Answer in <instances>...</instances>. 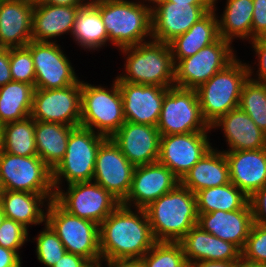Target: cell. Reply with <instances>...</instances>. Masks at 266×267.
I'll list each match as a JSON object with an SVG mask.
<instances>
[{
	"label": "cell",
	"mask_w": 266,
	"mask_h": 267,
	"mask_svg": "<svg viewBox=\"0 0 266 267\" xmlns=\"http://www.w3.org/2000/svg\"><path fill=\"white\" fill-rule=\"evenodd\" d=\"M102 261L140 260L157 242L145 209L120 204L100 225Z\"/></svg>",
	"instance_id": "cell-1"
},
{
	"label": "cell",
	"mask_w": 266,
	"mask_h": 267,
	"mask_svg": "<svg viewBox=\"0 0 266 267\" xmlns=\"http://www.w3.org/2000/svg\"><path fill=\"white\" fill-rule=\"evenodd\" d=\"M145 211L156 241L179 242L198 222L196 196L180 183Z\"/></svg>",
	"instance_id": "cell-2"
},
{
	"label": "cell",
	"mask_w": 266,
	"mask_h": 267,
	"mask_svg": "<svg viewBox=\"0 0 266 267\" xmlns=\"http://www.w3.org/2000/svg\"><path fill=\"white\" fill-rule=\"evenodd\" d=\"M128 0H100L94 6L108 34L109 42L118 49L148 42L152 36L151 5Z\"/></svg>",
	"instance_id": "cell-3"
},
{
	"label": "cell",
	"mask_w": 266,
	"mask_h": 267,
	"mask_svg": "<svg viewBox=\"0 0 266 267\" xmlns=\"http://www.w3.org/2000/svg\"><path fill=\"white\" fill-rule=\"evenodd\" d=\"M119 50L128 57L124 65L125 73L115 78L118 82L175 86V65L169 43L150 40Z\"/></svg>",
	"instance_id": "cell-4"
},
{
	"label": "cell",
	"mask_w": 266,
	"mask_h": 267,
	"mask_svg": "<svg viewBox=\"0 0 266 267\" xmlns=\"http://www.w3.org/2000/svg\"><path fill=\"white\" fill-rule=\"evenodd\" d=\"M239 61L236 58L196 89L203 119L210 127L239 105L243 85L249 78L247 64Z\"/></svg>",
	"instance_id": "cell-5"
},
{
	"label": "cell",
	"mask_w": 266,
	"mask_h": 267,
	"mask_svg": "<svg viewBox=\"0 0 266 267\" xmlns=\"http://www.w3.org/2000/svg\"><path fill=\"white\" fill-rule=\"evenodd\" d=\"M112 85L108 89L82 81L81 87L80 126L106 138H111L126 122L118 81L115 79Z\"/></svg>",
	"instance_id": "cell-6"
},
{
	"label": "cell",
	"mask_w": 266,
	"mask_h": 267,
	"mask_svg": "<svg viewBox=\"0 0 266 267\" xmlns=\"http://www.w3.org/2000/svg\"><path fill=\"white\" fill-rule=\"evenodd\" d=\"M45 223L58 235L67 252L83 256L91 263L102 261L99 225L64 210L54 199L45 204Z\"/></svg>",
	"instance_id": "cell-7"
},
{
	"label": "cell",
	"mask_w": 266,
	"mask_h": 267,
	"mask_svg": "<svg viewBox=\"0 0 266 267\" xmlns=\"http://www.w3.org/2000/svg\"><path fill=\"white\" fill-rule=\"evenodd\" d=\"M105 139L106 137L82 126L75 127L70 132L66 153L52 170L55 192L60 189L63 177L67 185L93 180L99 146Z\"/></svg>",
	"instance_id": "cell-8"
},
{
	"label": "cell",
	"mask_w": 266,
	"mask_h": 267,
	"mask_svg": "<svg viewBox=\"0 0 266 267\" xmlns=\"http://www.w3.org/2000/svg\"><path fill=\"white\" fill-rule=\"evenodd\" d=\"M157 129L161 136L211 131L203 119L196 89L170 87L164 96Z\"/></svg>",
	"instance_id": "cell-9"
},
{
	"label": "cell",
	"mask_w": 266,
	"mask_h": 267,
	"mask_svg": "<svg viewBox=\"0 0 266 267\" xmlns=\"http://www.w3.org/2000/svg\"><path fill=\"white\" fill-rule=\"evenodd\" d=\"M0 182L3 190L55 194L52 170L38 155L21 157L0 150Z\"/></svg>",
	"instance_id": "cell-10"
},
{
	"label": "cell",
	"mask_w": 266,
	"mask_h": 267,
	"mask_svg": "<svg viewBox=\"0 0 266 267\" xmlns=\"http://www.w3.org/2000/svg\"><path fill=\"white\" fill-rule=\"evenodd\" d=\"M232 42L219 38L191 57L179 60L174 67L175 86L197 89L236 59Z\"/></svg>",
	"instance_id": "cell-11"
},
{
	"label": "cell",
	"mask_w": 266,
	"mask_h": 267,
	"mask_svg": "<svg viewBox=\"0 0 266 267\" xmlns=\"http://www.w3.org/2000/svg\"><path fill=\"white\" fill-rule=\"evenodd\" d=\"M58 189L54 200L67 212L100 225L120 204L110 192L94 181L69 184ZM64 191V192H63Z\"/></svg>",
	"instance_id": "cell-12"
},
{
	"label": "cell",
	"mask_w": 266,
	"mask_h": 267,
	"mask_svg": "<svg viewBox=\"0 0 266 267\" xmlns=\"http://www.w3.org/2000/svg\"><path fill=\"white\" fill-rule=\"evenodd\" d=\"M81 87L82 81L60 89L35 88L30 116L35 121L80 126Z\"/></svg>",
	"instance_id": "cell-13"
},
{
	"label": "cell",
	"mask_w": 266,
	"mask_h": 267,
	"mask_svg": "<svg viewBox=\"0 0 266 267\" xmlns=\"http://www.w3.org/2000/svg\"><path fill=\"white\" fill-rule=\"evenodd\" d=\"M26 47L31 51L34 62L35 88L60 89L80 81L70 60L56 41L31 40Z\"/></svg>",
	"instance_id": "cell-14"
},
{
	"label": "cell",
	"mask_w": 266,
	"mask_h": 267,
	"mask_svg": "<svg viewBox=\"0 0 266 267\" xmlns=\"http://www.w3.org/2000/svg\"><path fill=\"white\" fill-rule=\"evenodd\" d=\"M208 132H191L160 137L158 162L181 180L212 148Z\"/></svg>",
	"instance_id": "cell-15"
},
{
	"label": "cell",
	"mask_w": 266,
	"mask_h": 267,
	"mask_svg": "<svg viewBox=\"0 0 266 267\" xmlns=\"http://www.w3.org/2000/svg\"><path fill=\"white\" fill-rule=\"evenodd\" d=\"M134 169L119 146L111 138H106L99 146L92 181L122 202L129 193Z\"/></svg>",
	"instance_id": "cell-16"
},
{
	"label": "cell",
	"mask_w": 266,
	"mask_h": 267,
	"mask_svg": "<svg viewBox=\"0 0 266 267\" xmlns=\"http://www.w3.org/2000/svg\"><path fill=\"white\" fill-rule=\"evenodd\" d=\"M213 4H182L164 1L151 9L152 40L169 43L203 18Z\"/></svg>",
	"instance_id": "cell-17"
},
{
	"label": "cell",
	"mask_w": 266,
	"mask_h": 267,
	"mask_svg": "<svg viewBox=\"0 0 266 267\" xmlns=\"http://www.w3.org/2000/svg\"><path fill=\"white\" fill-rule=\"evenodd\" d=\"M179 183L180 180L173 172L159 162L136 166L129 193L121 204L145 209Z\"/></svg>",
	"instance_id": "cell-18"
},
{
	"label": "cell",
	"mask_w": 266,
	"mask_h": 267,
	"mask_svg": "<svg viewBox=\"0 0 266 267\" xmlns=\"http://www.w3.org/2000/svg\"><path fill=\"white\" fill-rule=\"evenodd\" d=\"M125 121L157 126L164 96L170 87L118 82Z\"/></svg>",
	"instance_id": "cell-19"
},
{
	"label": "cell",
	"mask_w": 266,
	"mask_h": 267,
	"mask_svg": "<svg viewBox=\"0 0 266 267\" xmlns=\"http://www.w3.org/2000/svg\"><path fill=\"white\" fill-rule=\"evenodd\" d=\"M160 137L156 126L126 121L111 139L136 167L158 162Z\"/></svg>",
	"instance_id": "cell-20"
},
{
	"label": "cell",
	"mask_w": 266,
	"mask_h": 267,
	"mask_svg": "<svg viewBox=\"0 0 266 267\" xmlns=\"http://www.w3.org/2000/svg\"><path fill=\"white\" fill-rule=\"evenodd\" d=\"M197 225L202 230L231 242L242 250L253 225L250 203L235 211L218 210L211 213H198Z\"/></svg>",
	"instance_id": "cell-21"
},
{
	"label": "cell",
	"mask_w": 266,
	"mask_h": 267,
	"mask_svg": "<svg viewBox=\"0 0 266 267\" xmlns=\"http://www.w3.org/2000/svg\"><path fill=\"white\" fill-rule=\"evenodd\" d=\"M223 152L229 166L230 182L248 197L266 186V147Z\"/></svg>",
	"instance_id": "cell-22"
},
{
	"label": "cell",
	"mask_w": 266,
	"mask_h": 267,
	"mask_svg": "<svg viewBox=\"0 0 266 267\" xmlns=\"http://www.w3.org/2000/svg\"><path fill=\"white\" fill-rule=\"evenodd\" d=\"M33 9L24 0L0 3V48L25 47L32 40Z\"/></svg>",
	"instance_id": "cell-23"
},
{
	"label": "cell",
	"mask_w": 266,
	"mask_h": 267,
	"mask_svg": "<svg viewBox=\"0 0 266 267\" xmlns=\"http://www.w3.org/2000/svg\"><path fill=\"white\" fill-rule=\"evenodd\" d=\"M188 263L196 261H239L241 250L231 242L217 238L198 225L179 241Z\"/></svg>",
	"instance_id": "cell-24"
},
{
	"label": "cell",
	"mask_w": 266,
	"mask_h": 267,
	"mask_svg": "<svg viewBox=\"0 0 266 267\" xmlns=\"http://www.w3.org/2000/svg\"><path fill=\"white\" fill-rule=\"evenodd\" d=\"M218 127L224 131L229 145L227 151L258 150L266 147V134L239 107L221 116L211 125V130Z\"/></svg>",
	"instance_id": "cell-25"
},
{
	"label": "cell",
	"mask_w": 266,
	"mask_h": 267,
	"mask_svg": "<svg viewBox=\"0 0 266 267\" xmlns=\"http://www.w3.org/2000/svg\"><path fill=\"white\" fill-rule=\"evenodd\" d=\"M81 7V5L58 6L44 2L34 4L32 41L53 42L52 38L64 33L70 32L72 35L77 12Z\"/></svg>",
	"instance_id": "cell-26"
},
{
	"label": "cell",
	"mask_w": 266,
	"mask_h": 267,
	"mask_svg": "<svg viewBox=\"0 0 266 267\" xmlns=\"http://www.w3.org/2000/svg\"><path fill=\"white\" fill-rule=\"evenodd\" d=\"M228 183L229 166L225 154L213 147L180 180V184L194 194Z\"/></svg>",
	"instance_id": "cell-27"
},
{
	"label": "cell",
	"mask_w": 266,
	"mask_h": 267,
	"mask_svg": "<svg viewBox=\"0 0 266 267\" xmlns=\"http://www.w3.org/2000/svg\"><path fill=\"white\" fill-rule=\"evenodd\" d=\"M55 194H33L26 191L3 190L0 205L6 218L12 219L28 229V225H39L46 221L44 203L54 199ZM41 207V208H40Z\"/></svg>",
	"instance_id": "cell-28"
},
{
	"label": "cell",
	"mask_w": 266,
	"mask_h": 267,
	"mask_svg": "<svg viewBox=\"0 0 266 267\" xmlns=\"http://www.w3.org/2000/svg\"><path fill=\"white\" fill-rule=\"evenodd\" d=\"M213 8L190 29L169 42L174 65L181 59L196 54L202 48L216 42L219 38L218 16Z\"/></svg>",
	"instance_id": "cell-29"
},
{
	"label": "cell",
	"mask_w": 266,
	"mask_h": 267,
	"mask_svg": "<svg viewBox=\"0 0 266 267\" xmlns=\"http://www.w3.org/2000/svg\"><path fill=\"white\" fill-rule=\"evenodd\" d=\"M75 127L60 123L36 121L37 155L53 170L66 153L70 132Z\"/></svg>",
	"instance_id": "cell-30"
},
{
	"label": "cell",
	"mask_w": 266,
	"mask_h": 267,
	"mask_svg": "<svg viewBox=\"0 0 266 267\" xmlns=\"http://www.w3.org/2000/svg\"><path fill=\"white\" fill-rule=\"evenodd\" d=\"M35 87L11 81L0 87V126L30 116Z\"/></svg>",
	"instance_id": "cell-31"
},
{
	"label": "cell",
	"mask_w": 266,
	"mask_h": 267,
	"mask_svg": "<svg viewBox=\"0 0 266 267\" xmlns=\"http://www.w3.org/2000/svg\"><path fill=\"white\" fill-rule=\"evenodd\" d=\"M218 19L219 35L230 42L238 37L251 40L253 0H227Z\"/></svg>",
	"instance_id": "cell-32"
},
{
	"label": "cell",
	"mask_w": 266,
	"mask_h": 267,
	"mask_svg": "<svg viewBox=\"0 0 266 267\" xmlns=\"http://www.w3.org/2000/svg\"><path fill=\"white\" fill-rule=\"evenodd\" d=\"M72 36L81 48L89 51L109 42L100 11L95 6H82L78 10Z\"/></svg>",
	"instance_id": "cell-33"
},
{
	"label": "cell",
	"mask_w": 266,
	"mask_h": 267,
	"mask_svg": "<svg viewBox=\"0 0 266 267\" xmlns=\"http://www.w3.org/2000/svg\"><path fill=\"white\" fill-rule=\"evenodd\" d=\"M197 212L235 211L242 209L249 197L231 182L222 186L202 189L195 193Z\"/></svg>",
	"instance_id": "cell-34"
},
{
	"label": "cell",
	"mask_w": 266,
	"mask_h": 267,
	"mask_svg": "<svg viewBox=\"0 0 266 267\" xmlns=\"http://www.w3.org/2000/svg\"><path fill=\"white\" fill-rule=\"evenodd\" d=\"M36 121L31 117L1 126V150L21 157L36 156Z\"/></svg>",
	"instance_id": "cell-35"
},
{
	"label": "cell",
	"mask_w": 266,
	"mask_h": 267,
	"mask_svg": "<svg viewBox=\"0 0 266 267\" xmlns=\"http://www.w3.org/2000/svg\"><path fill=\"white\" fill-rule=\"evenodd\" d=\"M238 107L266 134V83L248 78L244 83Z\"/></svg>",
	"instance_id": "cell-36"
},
{
	"label": "cell",
	"mask_w": 266,
	"mask_h": 267,
	"mask_svg": "<svg viewBox=\"0 0 266 267\" xmlns=\"http://www.w3.org/2000/svg\"><path fill=\"white\" fill-rule=\"evenodd\" d=\"M143 267H187L180 242L157 241L140 259Z\"/></svg>",
	"instance_id": "cell-37"
},
{
	"label": "cell",
	"mask_w": 266,
	"mask_h": 267,
	"mask_svg": "<svg viewBox=\"0 0 266 267\" xmlns=\"http://www.w3.org/2000/svg\"><path fill=\"white\" fill-rule=\"evenodd\" d=\"M43 231L36 238L37 259L47 267L55 265L66 253L58 235L45 223Z\"/></svg>",
	"instance_id": "cell-38"
},
{
	"label": "cell",
	"mask_w": 266,
	"mask_h": 267,
	"mask_svg": "<svg viewBox=\"0 0 266 267\" xmlns=\"http://www.w3.org/2000/svg\"><path fill=\"white\" fill-rule=\"evenodd\" d=\"M10 72L13 81L35 87V68L31 51L25 47L10 48Z\"/></svg>",
	"instance_id": "cell-39"
},
{
	"label": "cell",
	"mask_w": 266,
	"mask_h": 267,
	"mask_svg": "<svg viewBox=\"0 0 266 267\" xmlns=\"http://www.w3.org/2000/svg\"><path fill=\"white\" fill-rule=\"evenodd\" d=\"M241 259L248 263L266 265V227L253 223L241 250Z\"/></svg>",
	"instance_id": "cell-40"
},
{
	"label": "cell",
	"mask_w": 266,
	"mask_h": 267,
	"mask_svg": "<svg viewBox=\"0 0 266 267\" xmlns=\"http://www.w3.org/2000/svg\"><path fill=\"white\" fill-rule=\"evenodd\" d=\"M28 234V229L22 224L4 217L0 226V246L19 255L18 251L27 242Z\"/></svg>",
	"instance_id": "cell-41"
},
{
	"label": "cell",
	"mask_w": 266,
	"mask_h": 267,
	"mask_svg": "<svg viewBox=\"0 0 266 267\" xmlns=\"http://www.w3.org/2000/svg\"><path fill=\"white\" fill-rule=\"evenodd\" d=\"M249 42H252L253 50L256 53V56H258V66L259 70H257V78L253 79L252 73H253V68L249 64H247V68L249 71V79L253 81H258V82H265L266 83V36H261L258 38H255L254 40H251ZM252 68V69H251Z\"/></svg>",
	"instance_id": "cell-42"
},
{
	"label": "cell",
	"mask_w": 266,
	"mask_h": 267,
	"mask_svg": "<svg viewBox=\"0 0 266 267\" xmlns=\"http://www.w3.org/2000/svg\"><path fill=\"white\" fill-rule=\"evenodd\" d=\"M266 36V0H253L251 40Z\"/></svg>",
	"instance_id": "cell-43"
},
{
	"label": "cell",
	"mask_w": 266,
	"mask_h": 267,
	"mask_svg": "<svg viewBox=\"0 0 266 267\" xmlns=\"http://www.w3.org/2000/svg\"><path fill=\"white\" fill-rule=\"evenodd\" d=\"M249 203L252 209L253 223L266 227V186L249 197Z\"/></svg>",
	"instance_id": "cell-44"
},
{
	"label": "cell",
	"mask_w": 266,
	"mask_h": 267,
	"mask_svg": "<svg viewBox=\"0 0 266 267\" xmlns=\"http://www.w3.org/2000/svg\"><path fill=\"white\" fill-rule=\"evenodd\" d=\"M10 48H0V87L13 81L10 72Z\"/></svg>",
	"instance_id": "cell-45"
},
{
	"label": "cell",
	"mask_w": 266,
	"mask_h": 267,
	"mask_svg": "<svg viewBox=\"0 0 266 267\" xmlns=\"http://www.w3.org/2000/svg\"><path fill=\"white\" fill-rule=\"evenodd\" d=\"M91 262L83 256L67 252L52 267H88Z\"/></svg>",
	"instance_id": "cell-46"
},
{
	"label": "cell",
	"mask_w": 266,
	"mask_h": 267,
	"mask_svg": "<svg viewBox=\"0 0 266 267\" xmlns=\"http://www.w3.org/2000/svg\"><path fill=\"white\" fill-rule=\"evenodd\" d=\"M21 264L20 255L0 246V267H22Z\"/></svg>",
	"instance_id": "cell-47"
},
{
	"label": "cell",
	"mask_w": 266,
	"mask_h": 267,
	"mask_svg": "<svg viewBox=\"0 0 266 267\" xmlns=\"http://www.w3.org/2000/svg\"><path fill=\"white\" fill-rule=\"evenodd\" d=\"M238 261H196L188 263L187 267H234Z\"/></svg>",
	"instance_id": "cell-48"
},
{
	"label": "cell",
	"mask_w": 266,
	"mask_h": 267,
	"mask_svg": "<svg viewBox=\"0 0 266 267\" xmlns=\"http://www.w3.org/2000/svg\"><path fill=\"white\" fill-rule=\"evenodd\" d=\"M108 267H143L140 260H112L106 261Z\"/></svg>",
	"instance_id": "cell-49"
},
{
	"label": "cell",
	"mask_w": 266,
	"mask_h": 267,
	"mask_svg": "<svg viewBox=\"0 0 266 267\" xmlns=\"http://www.w3.org/2000/svg\"><path fill=\"white\" fill-rule=\"evenodd\" d=\"M43 2L58 6L80 5L76 0H43Z\"/></svg>",
	"instance_id": "cell-50"
},
{
	"label": "cell",
	"mask_w": 266,
	"mask_h": 267,
	"mask_svg": "<svg viewBox=\"0 0 266 267\" xmlns=\"http://www.w3.org/2000/svg\"><path fill=\"white\" fill-rule=\"evenodd\" d=\"M173 3L182 4H213V0H167Z\"/></svg>",
	"instance_id": "cell-51"
},
{
	"label": "cell",
	"mask_w": 266,
	"mask_h": 267,
	"mask_svg": "<svg viewBox=\"0 0 266 267\" xmlns=\"http://www.w3.org/2000/svg\"><path fill=\"white\" fill-rule=\"evenodd\" d=\"M234 267H266V265H260V264H253L245 262L244 260L240 259Z\"/></svg>",
	"instance_id": "cell-52"
},
{
	"label": "cell",
	"mask_w": 266,
	"mask_h": 267,
	"mask_svg": "<svg viewBox=\"0 0 266 267\" xmlns=\"http://www.w3.org/2000/svg\"><path fill=\"white\" fill-rule=\"evenodd\" d=\"M81 6H94L100 0H76Z\"/></svg>",
	"instance_id": "cell-53"
},
{
	"label": "cell",
	"mask_w": 266,
	"mask_h": 267,
	"mask_svg": "<svg viewBox=\"0 0 266 267\" xmlns=\"http://www.w3.org/2000/svg\"><path fill=\"white\" fill-rule=\"evenodd\" d=\"M145 1H147V0H145ZM164 1H167V0H148V3H152L151 5L155 4V5L151 6V9H152L153 7H156L158 4H160Z\"/></svg>",
	"instance_id": "cell-54"
},
{
	"label": "cell",
	"mask_w": 266,
	"mask_h": 267,
	"mask_svg": "<svg viewBox=\"0 0 266 267\" xmlns=\"http://www.w3.org/2000/svg\"><path fill=\"white\" fill-rule=\"evenodd\" d=\"M101 265H102V262L99 261V262H95V263H90L88 267H103Z\"/></svg>",
	"instance_id": "cell-55"
},
{
	"label": "cell",
	"mask_w": 266,
	"mask_h": 267,
	"mask_svg": "<svg viewBox=\"0 0 266 267\" xmlns=\"http://www.w3.org/2000/svg\"><path fill=\"white\" fill-rule=\"evenodd\" d=\"M4 214H3V211H2V208H1V205H0V226H1V223H2V221H3V219H4Z\"/></svg>",
	"instance_id": "cell-56"
},
{
	"label": "cell",
	"mask_w": 266,
	"mask_h": 267,
	"mask_svg": "<svg viewBox=\"0 0 266 267\" xmlns=\"http://www.w3.org/2000/svg\"><path fill=\"white\" fill-rule=\"evenodd\" d=\"M24 1L30 2L32 4H37V3L43 2V0H24Z\"/></svg>",
	"instance_id": "cell-57"
},
{
	"label": "cell",
	"mask_w": 266,
	"mask_h": 267,
	"mask_svg": "<svg viewBox=\"0 0 266 267\" xmlns=\"http://www.w3.org/2000/svg\"><path fill=\"white\" fill-rule=\"evenodd\" d=\"M2 193H3V188H2V185H1V182H0V197H1Z\"/></svg>",
	"instance_id": "cell-58"
},
{
	"label": "cell",
	"mask_w": 266,
	"mask_h": 267,
	"mask_svg": "<svg viewBox=\"0 0 266 267\" xmlns=\"http://www.w3.org/2000/svg\"><path fill=\"white\" fill-rule=\"evenodd\" d=\"M0 150H1V126H0Z\"/></svg>",
	"instance_id": "cell-59"
},
{
	"label": "cell",
	"mask_w": 266,
	"mask_h": 267,
	"mask_svg": "<svg viewBox=\"0 0 266 267\" xmlns=\"http://www.w3.org/2000/svg\"><path fill=\"white\" fill-rule=\"evenodd\" d=\"M216 2H217V0H213V6H216L215 4H216Z\"/></svg>",
	"instance_id": "cell-60"
}]
</instances>
